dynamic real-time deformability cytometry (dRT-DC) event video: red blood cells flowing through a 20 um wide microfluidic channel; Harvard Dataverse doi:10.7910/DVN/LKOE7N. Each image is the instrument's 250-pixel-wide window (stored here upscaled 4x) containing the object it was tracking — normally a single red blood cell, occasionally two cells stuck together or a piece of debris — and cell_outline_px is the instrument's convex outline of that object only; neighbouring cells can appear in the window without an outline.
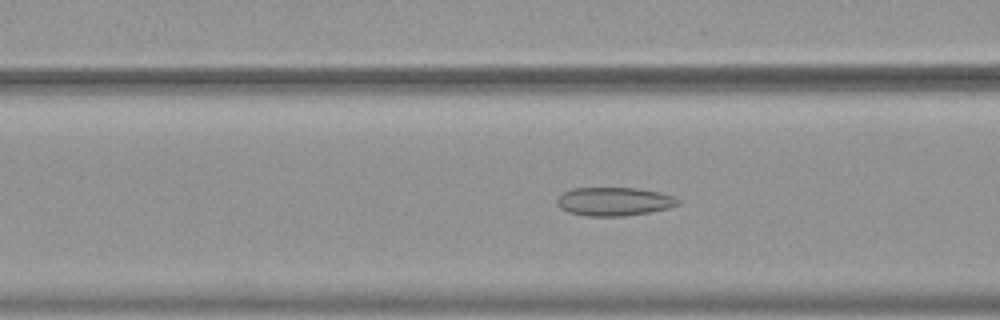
{"species": "common noctule bat (a hibernating species)", "species_latin": "Nyctalus noctula", "temperature_condition": "warm", "stored_images_in_passage": 54, "camera_frame_rate_fps": 3000, "um_per_image_px": 0.085, "animal": {"sex": "female", "body_mass_g": 19.9}, "frame": {"image": 1, "passage_image": 22, "time_ms": 7.0, "image_size_px": [1000, 320], "cell_outline_px": [[680, 204], [668, 208], [652, 212], [624, 216], [584, 216], [568, 212], [560, 208], [556, 200], [564, 192], [572, 188], [636, 188], [660, 192], [676, 196], [680, 200]], "centroid_in_image_um": [52.24, 17.13], "position_along_channel_um": 114.4, "area_um2": 20.29}}
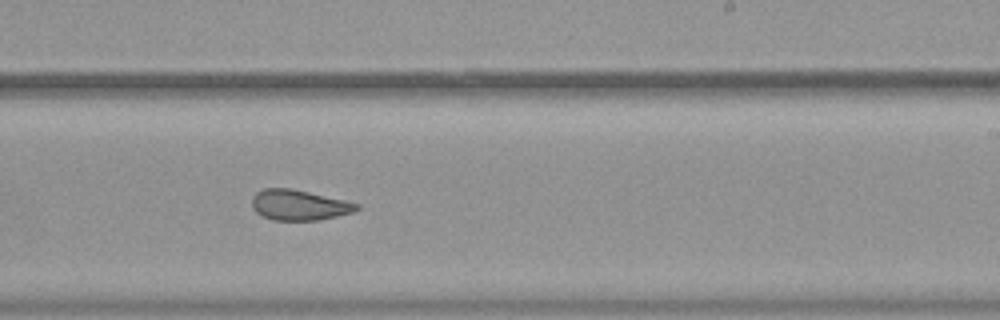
{"frame": {"image": 2, "passage_image": 34, "time_ms": 11.0, "image_size_px": [1000, 320], "cell_outline_px": [[360, 208], [352, 212], [320, 220], [272, 220], [256, 212], [252, 208], [252, 196], [256, 192], [264, 188], [292, 188], [344, 200], [360, 204]], "centroid_in_image_um": [25.4, 17.42], "position_along_channel_um": 263.6, "area_um2": 18.55}}
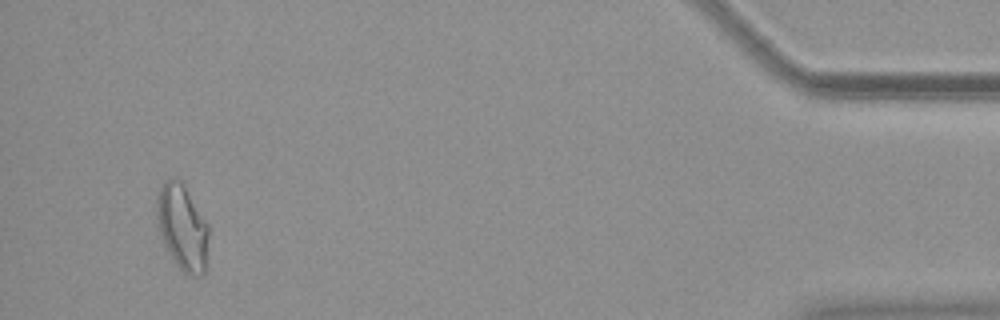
{"frame": {"image": 3, "passage_image": 52, "time_ms": 17.0, "image_size_px": [1000, 320], "cell_outline_px": [[208, 236], [204, 272], [200, 276], [192, 276], [184, 272], [176, 264], [164, 244], [160, 232], [156, 216], [156, 200], [160, 188], [164, 180], [172, 176], [176, 176], [184, 184], [208, 224]], "centroid_in_image_um": [15.48, 19.26], "position_along_channel_um": 419.7, "area_um2": 25.84}, "authors_computed_cell_mechanics": {"area_um2": 22.5998, "velocity_mm_per_s": 3.7462, "shape_relaxation_time_tau1_ms": null, "shape_relaxation_time_tau2_ms": 1.8431, "deformation_change_tau1": null, "deformation_change_tau2": 0.0942}}